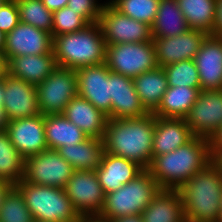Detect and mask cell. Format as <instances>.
Segmentation results:
<instances>
[{
    "label": "cell",
    "instance_id": "24",
    "mask_svg": "<svg viewBox=\"0 0 222 222\" xmlns=\"http://www.w3.org/2000/svg\"><path fill=\"white\" fill-rule=\"evenodd\" d=\"M143 222H185L184 207L177 189H160L141 214Z\"/></svg>",
    "mask_w": 222,
    "mask_h": 222
},
{
    "label": "cell",
    "instance_id": "30",
    "mask_svg": "<svg viewBox=\"0 0 222 222\" xmlns=\"http://www.w3.org/2000/svg\"><path fill=\"white\" fill-rule=\"evenodd\" d=\"M190 29L209 35L215 28L217 0H177Z\"/></svg>",
    "mask_w": 222,
    "mask_h": 222
},
{
    "label": "cell",
    "instance_id": "50",
    "mask_svg": "<svg viewBox=\"0 0 222 222\" xmlns=\"http://www.w3.org/2000/svg\"><path fill=\"white\" fill-rule=\"evenodd\" d=\"M217 222H222V200H221V208Z\"/></svg>",
    "mask_w": 222,
    "mask_h": 222
},
{
    "label": "cell",
    "instance_id": "6",
    "mask_svg": "<svg viewBox=\"0 0 222 222\" xmlns=\"http://www.w3.org/2000/svg\"><path fill=\"white\" fill-rule=\"evenodd\" d=\"M23 194L34 220L42 222H79L80 215L74 209L65 189L35 185L23 179L15 185Z\"/></svg>",
    "mask_w": 222,
    "mask_h": 222
},
{
    "label": "cell",
    "instance_id": "33",
    "mask_svg": "<svg viewBox=\"0 0 222 222\" xmlns=\"http://www.w3.org/2000/svg\"><path fill=\"white\" fill-rule=\"evenodd\" d=\"M0 222H34L23 194L16 186H11L4 194L0 205Z\"/></svg>",
    "mask_w": 222,
    "mask_h": 222
},
{
    "label": "cell",
    "instance_id": "34",
    "mask_svg": "<svg viewBox=\"0 0 222 222\" xmlns=\"http://www.w3.org/2000/svg\"><path fill=\"white\" fill-rule=\"evenodd\" d=\"M160 0H113L109 2L116 10L130 18L152 26Z\"/></svg>",
    "mask_w": 222,
    "mask_h": 222
},
{
    "label": "cell",
    "instance_id": "9",
    "mask_svg": "<svg viewBox=\"0 0 222 222\" xmlns=\"http://www.w3.org/2000/svg\"><path fill=\"white\" fill-rule=\"evenodd\" d=\"M74 168L56 150H45L25 159L23 180L27 183L65 188Z\"/></svg>",
    "mask_w": 222,
    "mask_h": 222
},
{
    "label": "cell",
    "instance_id": "39",
    "mask_svg": "<svg viewBox=\"0 0 222 222\" xmlns=\"http://www.w3.org/2000/svg\"><path fill=\"white\" fill-rule=\"evenodd\" d=\"M209 147L212 159L222 151V126L209 139Z\"/></svg>",
    "mask_w": 222,
    "mask_h": 222
},
{
    "label": "cell",
    "instance_id": "27",
    "mask_svg": "<svg viewBox=\"0 0 222 222\" xmlns=\"http://www.w3.org/2000/svg\"><path fill=\"white\" fill-rule=\"evenodd\" d=\"M45 137L49 150L85 141L88 136L63 114L44 115Z\"/></svg>",
    "mask_w": 222,
    "mask_h": 222
},
{
    "label": "cell",
    "instance_id": "42",
    "mask_svg": "<svg viewBox=\"0 0 222 222\" xmlns=\"http://www.w3.org/2000/svg\"><path fill=\"white\" fill-rule=\"evenodd\" d=\"M110 222H143L141 214L128 215L111 220Z\"/></svg>",
    "mask_w": 222,
    "mask_h": 222
},
{
    "label": "cell",
    "instance_id": "3",
    "mask_svg": "<svg viewBox=\"0 0 222 222\" xmlns=\"http://www.w3.org/2000/svg\"><path fill=\"white\" fill-rule=\"evenodd\" d=\"M187 222H217L222 200V173L210 162L178 189Z\"/></svg>",
    "mask_w": 222,
    "mask_h": 222
},
{
    "label": "cell",
    "instance_id": "49",
    "mask_svg": "<svg viewBox=\"0 0 222 222\" xmlns=\"http://www.w3.org/2000/svg\"><path fill=\"white\" fill-rule=\"evenodd\" d=\"M4 100V79L0 80V105H3Z\"/></svg>",
    "mask_w": 222,
    "mask_h": 222
},
{
    "label": "cell",
    "instance_id": "8",
    "mask_svg": "<svg viewBox=\"0 0 222 222\" xmlns=\"http://www.w3.org/2000/svg\"><path fill=\"white\" fill-rule=\"evenodd\" d=\"M36 87L40 113L63 114L66 105L78 96L76 70L57 66Z\"/></svg>",
    "mask_w": 222,
    "mask_h": 222
},
{
    "label": "cell",
    "instance_id": "17",
    "mask_svg": "<svg viewBox=\"0 0 222 222\" xmlns=\"http://www.w3.org/2000/svg\"><path fill=\"white\" fill-rule=\"evenodd\" d=\"M6 132L24 159L48 150L43 114L11 120Z\"/></svg>",
    "mask_w": 222,
    "mask_h": 222
},
{
    "label": "cell",
    "instance_id": "21",
    "mask_svg": "<svg viewBox=\"0 0 222 222\" xmlns=\"http://www.w3.org/2000/svg\"><path fill=\"white\" fill-rule=\"evenodd\" d=\"M194 135L184 118L155 116L153 134V158L176 150L189 142Z\"/></svg>",
    "mask_w": 222,
    "mask_h": 222
},
{
    "label": "cell",
    "instance_id": "48",
    "mask_svg": "<svg viewBox=\"0 0 222 222\" xmlns=\"http://www.w3.org/2000/svg\"><path fill=\"white\" fill-rule=\"evenodd\" d=\"M5 42H6V34L0 31V54L2 55L5 49Z\"/></svg>",
    "mask_w": 222,
    "mask_h": 222
},
{
    "label": "cell",
    "instance_id": "46",
    "mask_svg": "<svg viewBox=\"0 0 222 222\" xmlns=\"http://www.w3.org/2000/svg\"><path fill=\"white\" fill-rule=\"evenodd\" d=\"M79 222H110V221L99 218L98 216H92V217H80Z\"/></svg>",
    "mask_w": 222,
    "mask_h": 222
},
{
    "label": "cell",
    "instance_id": "14",
    "mask_svg": "<svg viewBox=\"0 0 222 222\" xmlns=\"http://www.w3.org/2000/svg\"><path fill=\"white\" fill-rule=\"evenodd\" d=\"M53 52L52 34L32 25L19 24L6 34L3 56L10 59L23 55H42Z\"/></svg>",
    "mask_w": 222,
    "mask_h": 222
},
{
    "label": "cell",
    "instance_id": "5",
    "mask_svg": "<svg viewBox=\"0 0 222 222\" xmlns=\"http://www.w3.org/2000/svg\"><path fill=\"white\" fill-rule=\"evenodd\" d=\"M160 189L155 178L145 169L116 191L105 194L103 209L98 217L111 221L123 216L142 214Z\"/></svg>",
    "mask_w": 222,
    "mask_h": 222
},
{
    "label": "cell",
    "instance_id": "22",
    "mask_svg": "<svg viewBox=\"0 0 222 222\" xmlns=\"http://www.w3.org/2000/svg\"><path fill=\"white\" fill-rule=\"evenodd\" d=\"M63 115L88 137L103 139L108 118L91 102L76 96L66 105Z\"/></svg>",
    "mask_w": 222,
    "mask_h": 222
},
{
    "label": "cell",
    "instance_id": "44",
    "mask_svg": "<svg viewBox=\"0 0 222 222\" xmlns=\"http://www.w3.org/2000/svg\"><path fill=\"white\" fill-rule=\"evenodd\" d=\"M7 73V61L2 54H0V80L4 79Z\"/></svg>",
    "mask_w": 222,
    "mask_h": 222
},
{
    "label": "cell",
    "instance_id": "29",
    "mask_svg": "<svg viewBox=\"0 0 222 222\" xmlns=\"http://www.w3.org/2000/svg\"><path fill=\"white\" fill-rule=\"evenodd\" d=\"M190 30L177 0H160L151 26L152 37H174Z\"/></svg>",
    "mask_w": 222,
    "mask_h": 222
},
{
    "label": "cell",
    "instance_id": "31",
    "mask_svg": "<svg viewBox=\"0 0 222 222\" xmlns=\"http://www.w3.org/2000/svg\"><path fill=\"white\" fill-rule=\"evenodd\" d=\"M25 159L11 143L6 130L0 131V180L15 186L23 179Z\"/></svg>",
    "mask_w": 222,
    "mask_h": 222
},
{
    "label": "cell",
    "instance_id": "41",
    "mask_svg": "<svg viewBox=\"0 0 222 222\" xmlns=\"http://www.w3.org/2000/svg\"><path fill=\"white\" fill-rule=\"evenodd\" d=\"M43 4L51 11L55 12L67 6L68 0H41Z\"/></svg>",
    "mask_w": 222,
    "mask_h": 222
},
{
    "label": "cell",
    "instance_id": "26",
    "mask_svg": "<svg viewBox=\"0 0 222 222\" xmlns=\"http://www.w3.org/2000/svg\"><path fill=\"white\" fill-rule=\"evenodd\" d=\"M132 80L143 107L148 113H153L169 87L165 70L158 66Z\"/></svg>",
    "mask_w": 222,
    "mask_h": 222
},
{
    "label": "cell",
    "instance_id": "16",
    "mask_svg": "<svg viewBox=\"0 0 222 222\" xmlns=\"http://www.w3.org/2000/svg\"><path fill=\"white\" fill-rule=\"evenodd\" d=\"M3 108L8 121L41 114L38 107L36 85L6 73L4 76Z\"/></svg>",
    "mask_w": 222,
    "mask_h": 222
},
{
    "label": "cell",
    "instance_id": "38",
    "mask_svg": "<svg viewBox=\"0 0 222 222\" xmlns=\"http://www.w3.org/2000/svg\"><path fill=\"white\" fill-rule=\"evenodd\" d=\"M20 22L16 0H5L0 6V31L5 34L12 31Z\"/></svg>",
    "mask_w": 222,
    "mask_h": 222
},
{
    "label": "cell",
    "instance_id": "43",
    "mask_svg": "<svg viewBox=\"0 0 222 222\" xmlns=\"http://www.w3.org/2000/svg\"><path fill=\"white\" fill-rule=\"evenodd\" d=\"M8 122L3 105H0V131L6 130Z\"/></svg>",
    "mask_w": 222,
    "mask_h": 222
},
{
    "label": "cell",
    "instance_id": "13",
    "mask_svg": "<svg viewBox=\"0 0 222 222\" xmlns=\"http://www.w3.org/2000/svg\"><path fill=\"white\" fill-rule=\"evenodd\" d=\"M78 96L111 119V71L106 63L76 70Z\"/></svg>",
    "mask_w": 222,
    "mask_h": 222
},
{
    "label": "cell",
    "instance_id": "12",
    "mask_svg": "<svg viewBox=\"0 0 222 222\" xmlns=\"http://www.w3.org/2000/svg\"><path fill=\"white\" fill-rule=\"evenodd\" d=\"M184 119L194 136L210 139L222 126V90H201Z\"/></svg>",
    "mask_w": 222,
    "mask_h": 222
},
{
    "label": "cell",
    "instance_id": "28",
    "mask_svg": "<svg viewBox=\"0 0 222 222\" xmlns=\"http://www.w3.org/2000/svg\"><path fill=\"white\" fill-rule=\"evenodd\" d=\"M200 91L201 88L169 86L153 114L164 118H185L196 102Z\"/></svg>",
    "mask_w": 222,
    "mask_h": 222
},
{
    "label": "cell",
    "instance_id": "51",
    "mask_svg": "<svg viewBox=\"0 0 222 222\" xmlns=\"http://www.w3.org/2000/svg\"><path fill=\"white\" fill-rule=\"evenodd\" d=\"M5 0H0V6L2 5V3L4 2Z\"/></svg>",
    "mask_w": 222,
    "mask_h": 222
},
{
    "label": "cell",
    "instance_id": "10",
    "mask_svg": "<svg viewBox=\"0 0 222 222\" xmlns=\"http://www.w3.org/2000/svg\"><path fill=\"white\" fill-rule=\"evenodd\" d=\"M98 24L106 45L153 40L151 26L122 14L110 3L104 4Z\"/></svg>",
    "mask_w": 222,
    "mask_h": 222
},
{
    "label": "cell",
    "instance_id": "23",
    "mask_svg": "<svg viewBox=\"0 0 222 222\" xmlns=\"http://www.w3.org/2000/svg\"><path fill=\"white\" fill-rule=\"evenodd\" d=\"M56 67L54 52L42 55H23L14 57L7 62V73L37 86Z\"/></svg>",
    "mask_w": 222,
    "mask_h": 222
},
{
    "label": "cell",
    "instance_id": "45",
    "mask_svg": "<svg viewBox=\"0 0 222 222\" xmlns=\"http://www.w3.org/2000/svg\"><path fill=\"white\" fill-rule=\"evenodd\" d=\"M11 186L12 185H10L8 182L0 180V205L4 197V194L9 190Z\"/></svg>",
    "mask_w": 222,
    "mask_h": 222
},
{
    "label": "cell",
    "instance_id": "47",
    "mask_svg": "<svg viewBox=\"0 0 222 222\" xmlns=\"http://www.w3.org/2000/svg\"><path fill=\"white\" fill-rule=\"evenodd\" d=\"M212 162L220 169L222 173V151H220L213 159Z\"/></svg>",
    "mask_w": 222,
    "mask_h": 222
},
{
    "label": "cell",
    "instance_id": "40",
    "mask_svg": "<svg viewBox=\"0 0 222 222\" xmlns=\"http://www.w3.org/2000/svg\"><path fill=\"white\" fill-rule=\"evenodd\" d=\"M212 36L222 38V0H217L216 21Z\"/></svg>",
    "mask_w": 222,
    "mask_h": 222
},
{
    "label": "cell",
    "instance_id": "11",
    "mask_svg": "<svg viewBox=\"0 0 222 222\" xmlns=\"http://www.w3.org/2000/svg\"><path fill=\"white\" fill-rule=\"evenodd\" d=\"M64 189L80 217L99 216L105 193L95 170H75Z\"/></svg>",
    "mask_w": 222,
    "mask_h": 222
},
{
    "label": "cell",
    "instance_id": "35",
    "mask_svg": "<svg viewBox=\"0 0 222 222\" xmlns=\"http://www.w3.org/2000/svg\"><path fill=\"white\" fill-rule=\"evenodd\" d=\"M163 69L165 70L168 86L201 88L199 73L194 60H183L167 65Z\"/></svg>",
    "mask_w": 222,
    "mask_h": 222
},
{
    "label": "cell",
    "instance_id": "20",
    "mask_svg": "<svg viewBox=\"0 0 222 222\" xmlns=\"http://www.w3.org/2000/svg\"><path fill=\"white\" fill-rule=\"evenodd\" d=\"M144 170L134 161L104 152L101 164L95 171L104 193L107 194L130 182Z\"/></svg>",
    "mask_w": 222,
    "mask_h": 222
},
{
    "label": "cell",
    "instance_id": "1",
    "mask_svg": "<svg viewBox=\"0 0 222 222\" xmlns=\"http://www.w3.org/2000/svg\"><path fill=\"white\" fill-rule=\"evenodd\" d=\"M155 115L128 119H107L103 144L105 152L134 161L148 169L153 159Z\"/></svg>",
    "mask_w": 222,
    "mask_h": 222
},
{
    "label": "cell",
    "instance_id": "19",
    "mask_svg": "<svg viewBox=\"0 0 222 222\" xmlns=\"http://www.w3.org/2000/svg\"><path fill=\"white\" fill-rule=\"evenodd\" d=\"M146 114L133 80L111 71V118H137Z\"/></svg>",
    "mask_w": 222,
    "mask_h": 222
},
{
    "label": "cell",
    "instance_id": "2",
    "mask_svg": "<svg viewBox=\"0 0 222 222\" xmlns=\"http://www.w3.org/2000/svg\"><path fill=\"white\" fill-rule=\"evenodd\" d=\"M212 158L209 139L194 136L176 150L155 156L147 169L161 189H179L193 175L203 170Z\"/></svg>",
    "mask_w": 222,
    "mask_h": 222
},
{
    "label": "cell",
    "instance_id": "7",
    "mask_svg": "<svg viewBox=\"0 0 222 222\" xmlns=\"http://www.w3.org/2000/svg\"><path fill=\"white\" fill-rule=\"evenodd\" d=\"M106 64L112 72L131 79L158 67L152 41L106 45Z\"/></svg>",
    "mask_w": 222,
    "mask_h": 222
},
{
    "label": "cell",
    "instance_id": "18",
    "mask_svg": "<svg viewBox=\"0 0 222 222\" xmlns=\"http://www.w3.org/2000/svg\"><path fill=\"white\" fill-rule=\"evenodd\" d=\"M194 61L201 90H222V38L208 35Z\"/></svg>",
    "mask_w": 222,
    "mask_h": 222
},
{
    "label": "cell",
    "instance_id": "4",
    "mask_svg": "<svg viewBox=\"0 0 222 222\" xmlns=\"http://www.w3.org/2000/svg\"><path fill=\"white\" fill-rule=\"evenodd\" d=\"M53 52L57 66L78 70L106 63V42L100 25L92 23L84 29L55 36Z\"/></svg>",
    "mask_w": 222,
    "mask_h": 222
},
{
    "label": "cell",
    "instance_id": "37",
    "mask_svg": "<svg viewBox=\"0 0 222 222\" xmlns=\"http://www.w3.org/2000/svg\"><path fill=\"white\" fill-rule=\"evenodd\" d=\"M95 0H68L67 7L81 15L89 24L97 23L104 5Z\"/></svg>",
    "mask_w": 222,
    "mask_h": 222
},
{
    "label": "cell",
    "instance_id": "32",
    "mask_svg": "<svg viewBox=\"0 0 222 222\" xmlns=\"http://www.w3.org/2000/svg\"><path fill=\"white\" fill-rule=\"evenodd\" d=\"M20 22L52 34L53 12L41 0H16Z\"/></svg>",
    "mask_w": 222,
    "mask_h": 222
},
{
    "label": "cell",
    "instance_id": "25",
    "mask_svg": "<svg viewBox=\"0 0 222 222\" xmlns=\"http://www.w3.org/2000/svg\"><path fill=\"white\" fill-rule=\"evenodd\" d=\"M74 170H96L105 152L102 139L88 137L85 141L65 145L56 150Z\"/></svg>",
    "mask_w": 222,
    "mask_h": 222
},
{
    "label": "cell",
    "instance_id": "36",
    "mask_svg": "<svg viewBox=\"0 0 222 222\" xmlns=\"http://www.w3.org/2000/svg\"><path fill=\"white\" fill-rule=\"evenodd\" d=\"M89 23L73 9L63 7L53 12L52 37L84 29Z\"/></svg>",
    "mask_w": 222,
    "mask_h": 222
},
{
    "label": "cell",
    "instance_id": "15",
    "mask_svg": "<svg viewBox=\"0 0 222 222\" xmlns=\"http://www.w3.org/2000/svg\"><path fill=\"white\" fill-rule=\"evenodd\" d=\"M204 31L190 29L174 37H152L159 67L194 60L202 42L208 36Z\"/></svg>",
    "mask_w": 222,
    "mask_h": 222
}]
</instances>
